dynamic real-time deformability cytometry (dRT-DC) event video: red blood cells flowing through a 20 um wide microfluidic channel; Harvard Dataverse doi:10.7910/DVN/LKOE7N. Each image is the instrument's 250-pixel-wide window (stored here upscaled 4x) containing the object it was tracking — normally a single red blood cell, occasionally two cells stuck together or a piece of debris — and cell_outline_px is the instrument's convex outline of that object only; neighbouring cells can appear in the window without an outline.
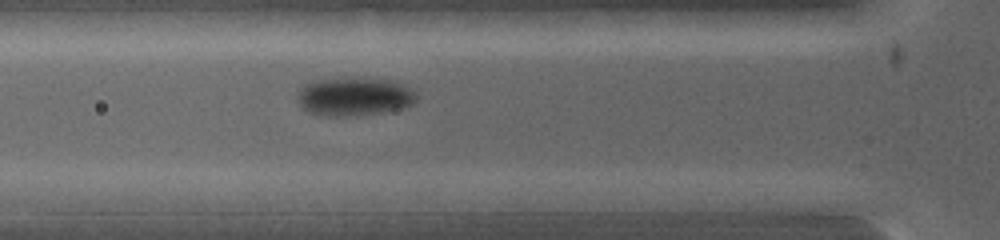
{"species": "common noctule bat (a hibernating species)", "species_latin": "Nyctalus noctula", "temperature_condition": "warm", "stored_images_in_passage": 12, "camera_frame_rate_fps": 5000, "um_per_image_px": 0.085, "animal": {"sex": "female", "body_mass_g": 19.0, "forearm_length_mm": 53.3}, "frame": {"image": 1, "passage_image": 7, "time_ms": 1.2, "image_size_px": [1000, 240], "cell_outline_px": [[416, 100], [412, 104], [380, 112], [340, 116], [320, 116], [304, 108], [300, 100], [300, 92], [308, 84], [324, 80], [384, 80], [396, 84], [412, 92], [416, 96]], "centroid_in_image_um": [30.09, 8.26], "position_along_channel_um": 95.7, "area_um2": 24.33}}
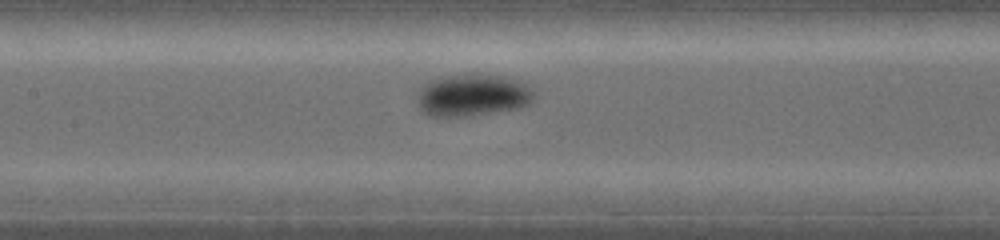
{"frame": {"image": 2, "passage_image": 10, "time_ms": 2.4, "image_size_px": [1000, 240], "cell_outline_px": [[528, 104], [512, 108], [472, 116], [432, 116], [420, 104], [420, 100], [424, 88], [428, 84], [436, 80], [448, 76], [472, 72], [480, 72], [496, 76], [524, 84], [528, 92]], "centroid_in_image_um": [40.14, 8.08], "position_along_channel_um": 167.3, "area_um2": 26.7}}